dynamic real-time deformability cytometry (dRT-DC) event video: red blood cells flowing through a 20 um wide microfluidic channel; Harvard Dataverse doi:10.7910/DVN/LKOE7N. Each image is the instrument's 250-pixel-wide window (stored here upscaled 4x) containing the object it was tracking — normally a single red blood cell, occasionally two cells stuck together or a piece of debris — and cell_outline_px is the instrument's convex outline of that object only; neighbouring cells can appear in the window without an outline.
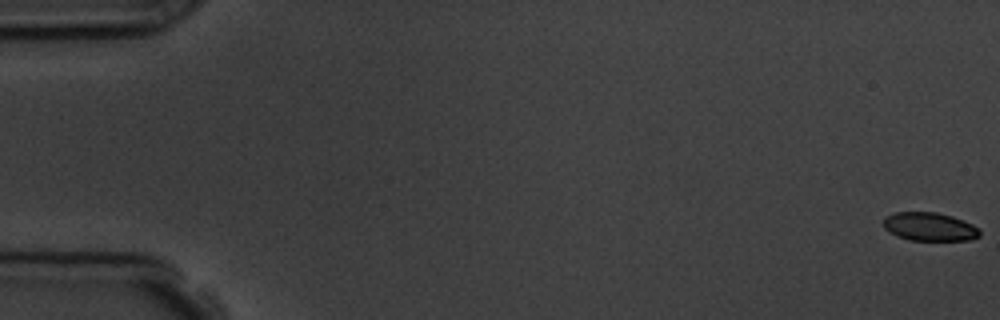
{"species": "common noctule bat (a hibernating species)", "species_latin": "Nyctalus noctula", "temperature_condition": "room temperature", "stored_images_in_passage": 6, "camera_frame_rate_fps": 3000, "um_per_image_px": 0.085, "animal": {"sex": "male", "body_mass_g": 19.5, "forearm_length_mm": 54.6}, "frame": {"image": 1, "passage_image": 1, "time_ms": 0.0, "image_size_px": [1000, 320], "cell_outline_px": [[980, 236], [968, 240], [912, 240], [888, 232], [884, 228], [884, 216], [896, 212], [936, 212], [952, 216], [964, 220], [980, 228]], "centroid_in_image_um": [79.03, 19.26], "position_along_channel_um": 6.0, "area_um2": 15.95}}
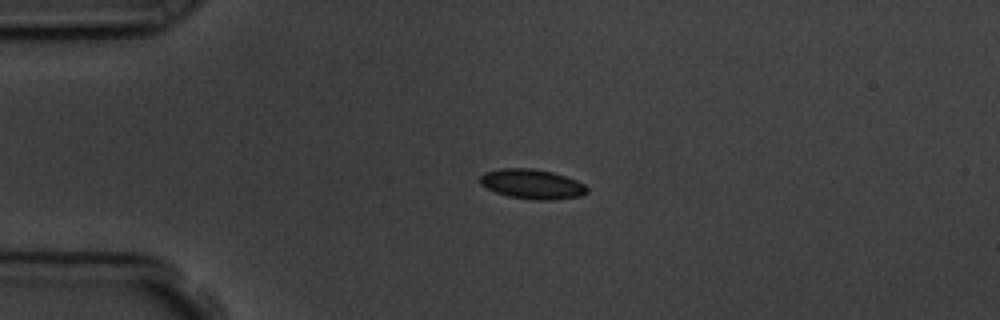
{"frame": {"image": 2, "passage_image": 4, "time_ms": 4.333, "image_size_px": [1000, 320], "cell_outline_px": [[588, 192], [580, 196], [548, 200], [536, 200], [508, 196], [496, 192], [480, 184], [480, 176], [484, 172], [500, 168], [532, 168], [552, 172], [576, 180], [584, 184], [588, 188]], "centroid_in_image_um": [45.22, 15.64], "position_along_channel_um": 39.8, "area_um2": 18.44}}